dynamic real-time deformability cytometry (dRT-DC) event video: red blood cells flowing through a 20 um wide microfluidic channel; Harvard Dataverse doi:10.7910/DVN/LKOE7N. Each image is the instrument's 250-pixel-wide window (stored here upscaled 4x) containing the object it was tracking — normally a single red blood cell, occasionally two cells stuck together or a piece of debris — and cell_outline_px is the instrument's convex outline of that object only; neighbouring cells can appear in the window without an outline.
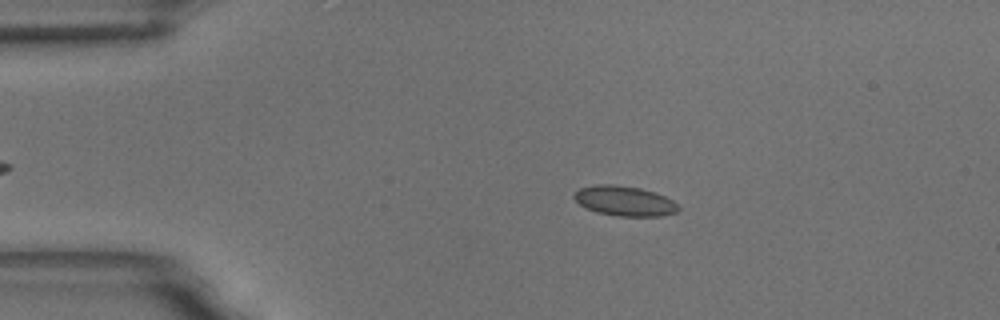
{"species": "common noctule bat (a hibernating species)", "species_latin": "Nyctalus noctula", "temperature_condition": "room temperature", "stored_images_in_passage": 50, "camera_frame_rate_fps": 3000, "um_per_image_px": 0.085, "animal": {"sex": "male", "body_mass_g": 18.8}, "frame": {"image": 1, "passage_image": 11, "time_ms": 3.333, "image_size_px": [1000, 320], "cell_outline_px": [[680, 208], [676, 212], [660, 216], [616, 216], [596, 212], [580, 204], [572, 196], [580, 188], [596, 184], [612, 184], [640, 188], [656, 192], [672, 200]], "centroid_in_image_um": [53.08, 17.08], "position_along_channel_um": 31.9, "area_um2": 18.09}}
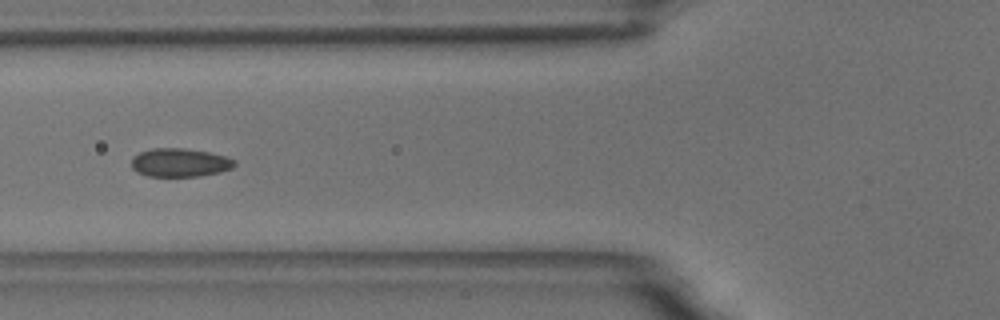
{"frame": {"image": 2, "passage_image": 22, "time_ms": 7.0, "image_size_px": [1000, 320], "cell_outline_px": [[236, 164], [232, 168], [220, 172], [200, 176], [148, 176], [136, 172], [132, 168], [132, 156], [140, 152], [152, 148], [184, 148], [208, 152], [224, 156], [236, 160]], "centroid_in_image_um": [15.28, 13.82], "position_along_channel_um": 110.5, "area_um2": 17.17}}
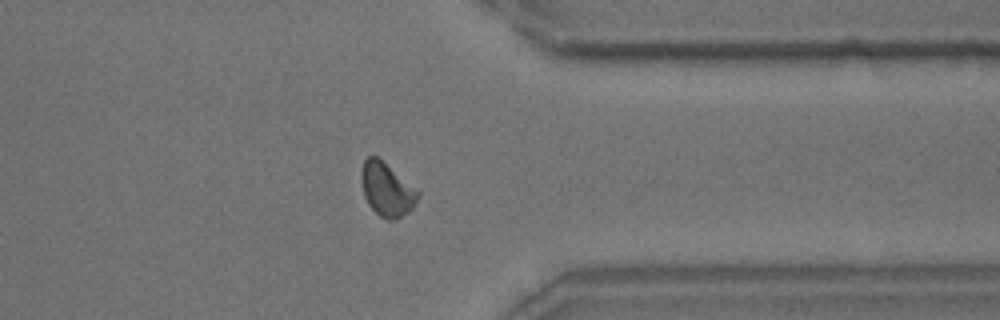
{"frame": {"image": 3, "passage_image": 46, "time_ms": 15.0, "image_size_px": [1000, 320], "cell_outline_px": [[420, 196], [412, 208], [408, 212], [392, 220], [388, 220], [380, 216], [368, 204], [364, 196], [360, 176], [364, 160], [368, 156], [376, 156], [420, 192]], "centroid_in_image_um": [32.86, 16.11], "position_along_channel_um": 378.5, "area_um2": 17.28}, "authors_computed_cell_mechanics": {"area_um2": 17.4267, "velocity_mm_per_s": 3.4256, "shape_relaxation_time_tau1_ms": null, "shape_relaxation_time_tau2_ms": 1.5803, "deformation_change_tau1": null, "deformation_change_tau2": 0.0604}}